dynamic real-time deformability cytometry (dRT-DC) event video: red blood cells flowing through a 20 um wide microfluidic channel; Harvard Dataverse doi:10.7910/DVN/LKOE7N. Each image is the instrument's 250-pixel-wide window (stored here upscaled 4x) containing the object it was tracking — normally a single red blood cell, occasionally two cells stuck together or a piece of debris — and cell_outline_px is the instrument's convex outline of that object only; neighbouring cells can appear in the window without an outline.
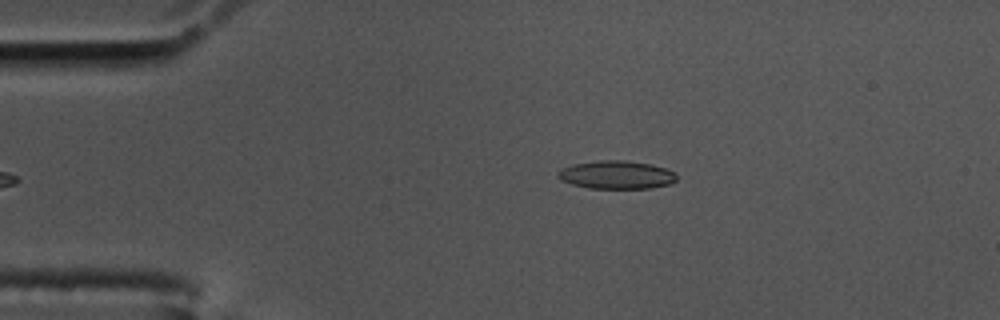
{"species": "common noctule bat (a hibernating species)", "species_latin": "Nyctalus noctula", "temperature_condition": "cold", "stored_images_in_passage": 33, "camera_frame_rate_fps": 3000, "um_per_image_px": 0.085, "animal": {"sex": "male", "body_mass_g": 17.5, "forearm_length_mm": 52.3}, "frame": {"image": 1, "passage_image": 2, "time_ms": 0.333, "image_size_px": [1000, 320], "cell_outline_px": [[676, 180], [668, 184], [652, 188], [588, 188], [572, 184], [560, 180], [556, 176], [556, 172], [560, 168], [572, 164], [600, 160], [624, 160], [652, 164], [676, 172]], "centroid_in_image_um": [52.35, 14.85], "position_along_channel_um": 32.6, "area_um2": 19.65}}
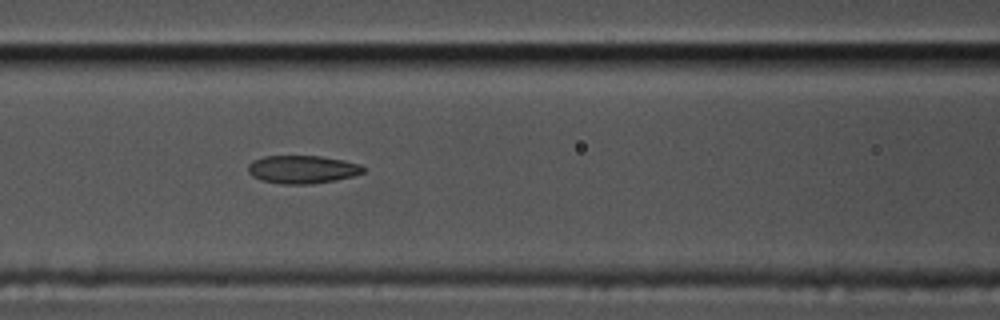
{"frame": {"image": 2, "passage_image": 15, "time_ms": 4.667, "image_size_px": [1000, 320], "cell_outline_px": [[368, 168], [364, 172], [352, 176], [336, 180], [308, 184], [284, 184], [260, 180], [252, 176], [248, 172], [248, 164], [252, 160], [264, 156], [320, 156], [344, 160], [360, 164]], "centroid_in_image_um": [25.71, 14.39], "position_along_channel_um": 140.9, "area_um2": 18.96}}
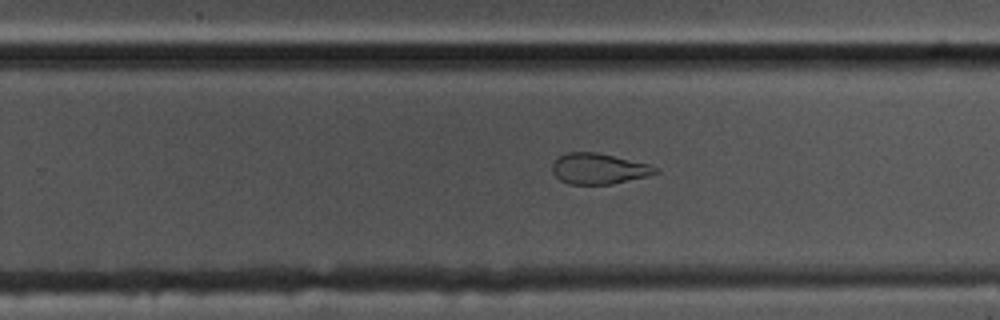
{"frame": {"image": 3, "passage_image": 27, "time_ms": 8.667, "image_size_px": [1000, 320], "cell_outline_px": [[660, 172], [648, 176], [612, 184], [568, 184], [560, 180], [552, 172], [552, 164], [560, 156], [568, 152], [596, 152], [648, 164], [660, 168]], "centroid_in_image_um": [50.91, 14.35], "position_along_channel_um": 278.9, "area_um2": 18.44}}